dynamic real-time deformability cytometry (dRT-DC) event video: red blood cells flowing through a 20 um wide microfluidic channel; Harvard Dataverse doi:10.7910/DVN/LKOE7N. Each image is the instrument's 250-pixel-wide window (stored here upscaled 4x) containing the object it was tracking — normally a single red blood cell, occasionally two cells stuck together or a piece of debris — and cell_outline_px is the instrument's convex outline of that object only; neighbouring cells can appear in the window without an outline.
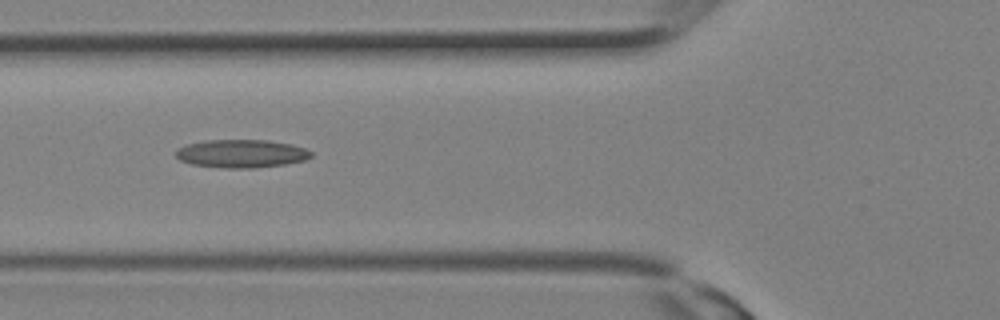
{"species": "Egyptian fruit bat (a non-hibernating species)", "species_latin": "Rousettus aegyptiacus", "temperature_condition": "room temperature", "stored_images_in_passage": 13, "camera_frame_rate_fps": 3000, "um_per_image_px": 0.085, "animal": {"sex": "female"}, "frame": {"image": 1, "passage_image": 8, "time_ms": 2.333, "image_size_px": [1000, 320], "cell_outline_px": [[312, 156], [304, 160], [284, 164], [252, 168], [220, 168], [192, 164], [180, 160], [176, 156], [176, 152], [184, 144], [204, 140], [268, 140], [292, 144], [304, 148], [312, 152]], "centroid_in_image_um": [20.5, 13.05], "position_along_channel_um": 105.3, "area_um2": 22.2}}
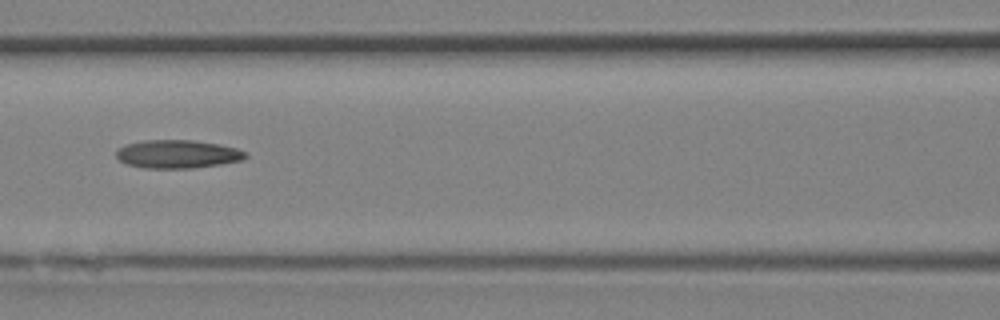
{"frame": {"image": 2, "passage_image": 10, "time_ms": 3.0, "image_size_px": [1000, 320], "cell_outline_px": [[248, 156], [240, 160], [220, 164], [192, 168], [144, 168], [128, 164], [120, 160], [116, 156], [116, 152], [124, 144], [144, 140], [192, 140], [220, 144], [236, 148], [248, 152]], "centroid_in_image_um": [15.1, 13.09], "position_along_channel_um": 151.5, "area_um2": 21.27}}
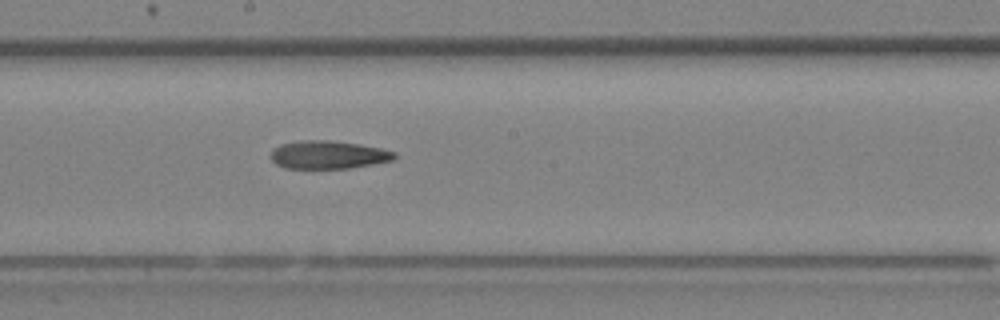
{"frame": {"image": 3, "passage_image": 13, "time_ms": 4.0, "image_size_px": [1000, 320], "cell_outline_px": [[396, 160], [348, 168], [284, 168], [276, 164], [268, 156], [272, 148], [280, 144], [300, 140], [328, 140], [356, 144], [380, 148], [396, 152]], "centroid_in_image_um": [27.85, 13.15], "position_along_channel_um": 220.3, "area_um2": 20.35}}